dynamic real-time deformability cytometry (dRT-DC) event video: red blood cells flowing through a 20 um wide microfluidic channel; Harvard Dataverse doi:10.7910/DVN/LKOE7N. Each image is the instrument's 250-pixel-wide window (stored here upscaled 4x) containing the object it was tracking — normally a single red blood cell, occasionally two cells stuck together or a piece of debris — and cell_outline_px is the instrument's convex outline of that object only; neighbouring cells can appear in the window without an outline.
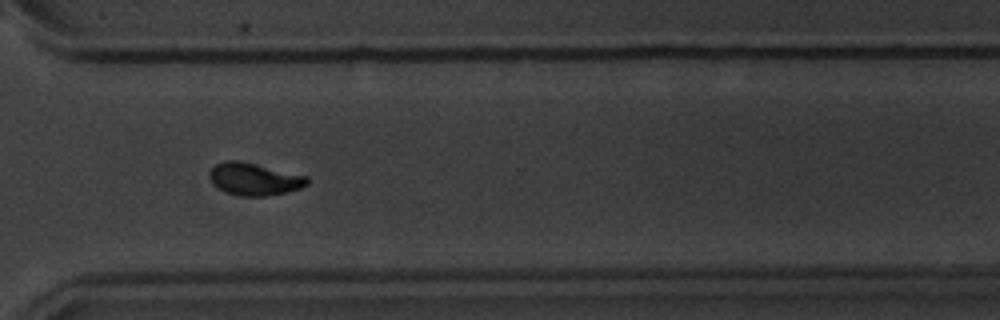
{"species": "common noctule bat (a hibernating species)", "species_latin": "Nyctalus noctula", "temperature_condition": "warm", "stored_images_in_passage": 58, "camera_frame_rate_fps": 3000, "um_per_image_px": 0.085, "animal": {"sex": "male", "body_mass_g": 20.1, "forearm_length_mm": 53.5}, "frame": {"image": 1, "passage_image": 42, "time_ms": 13.667, "image_size_px": [1000, 320], "cell_outline_px": [[308, 184], [300, 188], [284, 192], [264, 196], [244, 196], [228, 192], [212, 184], [208, 176], [208, 172], [216, 164], [228, 160], [236, 160], [308, 176]], "centroid_in_image_um": [21.59, 15.22], "position_along_channel_um": 349.0, "area_um2": 18.03}}
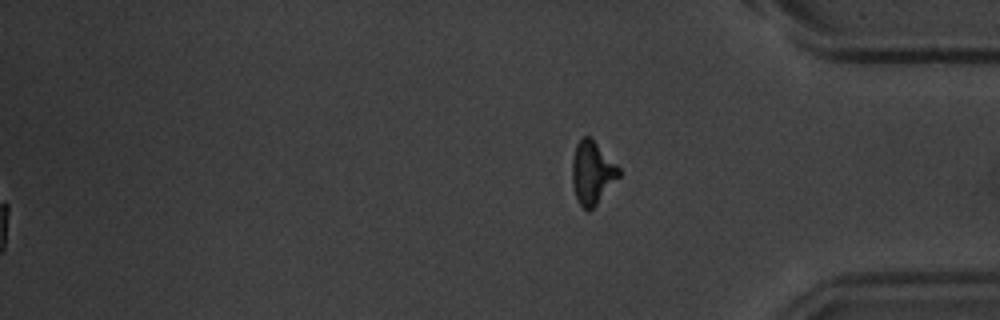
{"frame": {"image": 2, "passage_image": 58, "time_ms": 19.0, "image_size_px": [1000, 320], "cell_outline_px": [[620, 176], [596, 204], [588, 212], [580, 204], [576, 196], [572, 184], [572, 160], [576, 144], [584, 136], [588, 136], [620, 168]], "centroid_in_image_um": [50.32, 14.69], "position_along_channel_um": 384.9, "area_um2": 16.7}, "authors_computed_cell_mechanics": {"area_um2": 17.4556, "velocity_mm_per_s": 3.5945, "shape_relaxation_time_tau1_ms": 2.4224, "shape_relaxation_time_tau2_ms": 2.8258, "deformation_change_tau1": 0.1328, "deformation_change_tau2": 0.0664}}